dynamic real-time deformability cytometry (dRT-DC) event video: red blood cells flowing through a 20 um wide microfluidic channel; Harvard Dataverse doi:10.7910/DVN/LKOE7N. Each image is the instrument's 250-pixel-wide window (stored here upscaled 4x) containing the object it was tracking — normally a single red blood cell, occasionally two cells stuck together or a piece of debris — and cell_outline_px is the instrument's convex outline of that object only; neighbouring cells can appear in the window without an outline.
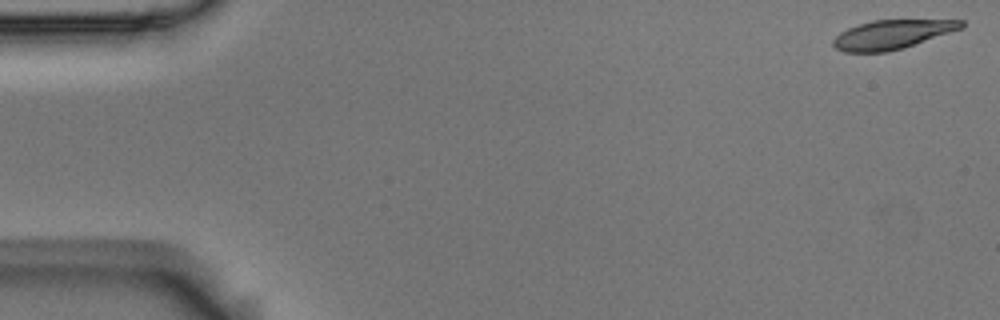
{"species": "Egyptian fruit bat (a non-hibernating species)", "species_latin": "Rousettus aegyptiacus", "temperature_condition": "room temperature", "stored_images_in_passage": 9, "camera_frame_rate_fps": 3000, "um_per_image_px": 0.085, "animal": {"sex": "male"}, "frame": {"image": 1, "passage_image": 1, "time_ms": 0.0, "image_size_px": [1000, 320], "cell_outline_px": [[964, 28], [904, 48], [888, 52], [844, 52], [836, 48], [832, 44], [832, 40], [840, 32], [848, 28], [872, 20], [964, 20]], "centroid_in_image_um": [75.84, 2.94], "position_along_channel_um": 9.2, "area_um2": 21.73}}
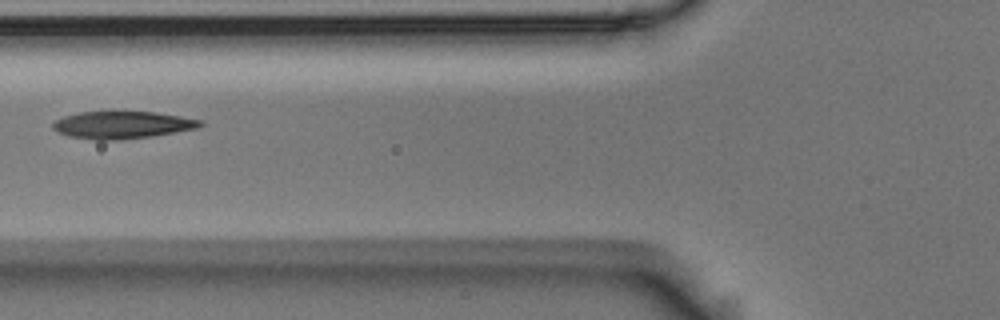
{"frame": {"image": 2, "passage_image": 6, "time_ms": 1.667, "image_size_px": [1000, 320], "cell_outline_px": [[204, 124], [196, 128], [152, 136], [120, 140], [96, 140], [68, 136], [56, 132], [52, 128], [52, 124], [56, 120], [64, 116], [76, 112], [112, 108], [120, 108], [156, 112], [204, 120]], "centroid_in_image_um": [10.34, 10.56], "position_along_channel_um": 115.5, "area_um2": 24.8}}
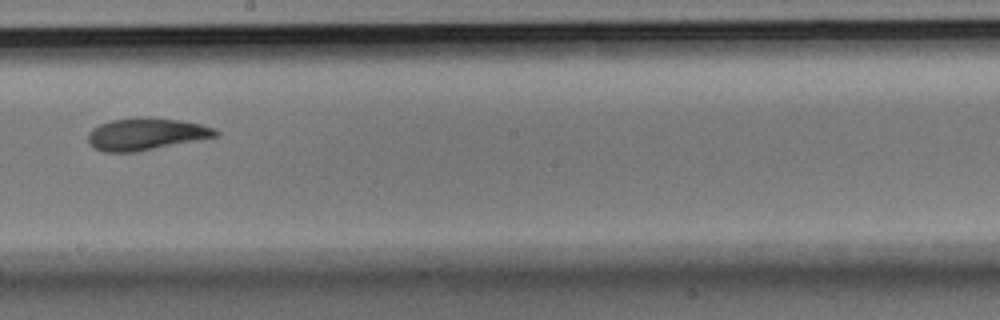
{"frame": {"image": 3, "passage_image": 9, "time_ms": 2.667, "image_size_px": [1000, 320], "cell_outline_px": [[220, 132], [216, 136], [136, 152], [104, 152], [96, 148], [88, 140], [88, 132], [92, 128], [100, 124], [112, 120], [140, 116], [152, 116], [180, 120], [200, 124], [216, 128]], "centroid_in_image_um": [12.41, 11.37], "position_along_channel_um": 235.8, "area_um2": 23.87}}